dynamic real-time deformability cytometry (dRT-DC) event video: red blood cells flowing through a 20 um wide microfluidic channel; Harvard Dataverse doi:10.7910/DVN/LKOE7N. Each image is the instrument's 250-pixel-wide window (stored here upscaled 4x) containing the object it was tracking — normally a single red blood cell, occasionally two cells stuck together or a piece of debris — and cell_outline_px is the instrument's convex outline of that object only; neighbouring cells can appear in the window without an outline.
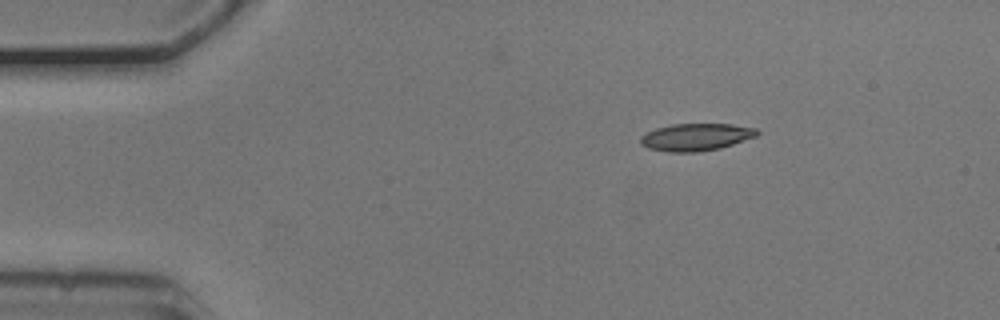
{"species": "common noctule bat (a hibernating species)", "species_latin": "Nyctalus noctula", "temperature_condition": "cold", "stored_images_in_passage": 40, "camera_frame_rate_fps": 3000, "um_per_image_px": 0.085, "animal": {"sex": "male", "body_mass_g": 20.5, "forearm_length_mm": 52.5}, "frame": {"image": 1, "passage_image": 1, "time_ms": 0.0, "image_size_px": [1000, 320], "cell_outline_px": [[760, 132], [756, 136], [720, 148], [696, 152], [668, 152], [648, 148], [640, 144], [640, 136], [656, 128], [672, 124], [732, 124], [756, 128]], "centroid_in_image_um": [59.14, 11.65], "position_along_channel_um": 25.9, "area_um2": 18.5}}
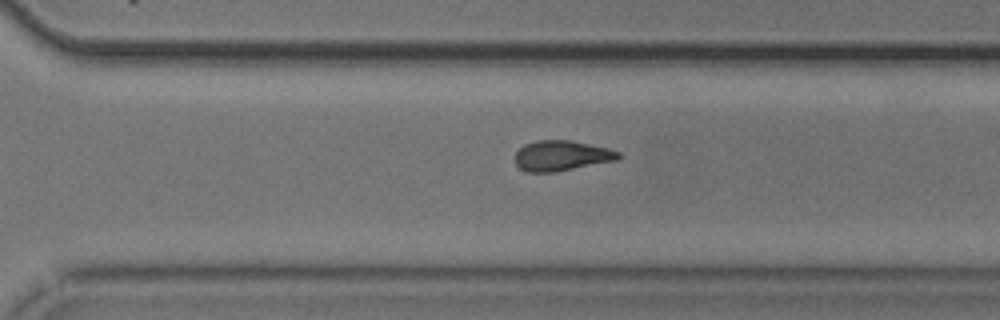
{"frame": {"image": 2, "passage_image": 30, "time_ms": 9.667, "image_size_px": [1000, 320], "cell_outline_px": [[620, 160], [556, 172], [528, 172], [520, 168], [516, 164], [516, 152], [524, 144], [536, 140], [572, 140], [608, 148], [620, 152]], "centroid_in_image_um": [47.77, 13.23], "position_along_channel_um": 322.8, "area_um2": 18.44}}
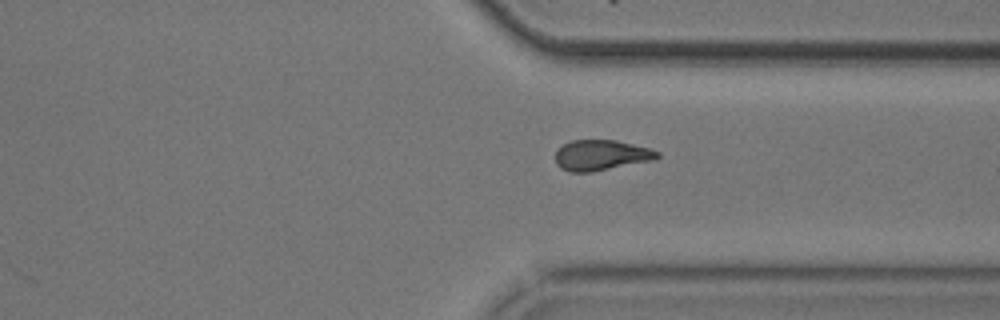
{"frame": {"image": 3, "passage_image": 33, "time_ms": 10.667, "image_size_px": [1000, 320], "cell_outline_px": [[660, 156], [656, 160], [592, 172], [572, 172], [560, 168], [556, 164], [556, 148], [572, 140], [616, 140], [652, 148], [660, 152]], "centroid_in_image_um": [51.14, 13.19], "position_along_channel_um": 360.3, "area_um2": 18.44}}